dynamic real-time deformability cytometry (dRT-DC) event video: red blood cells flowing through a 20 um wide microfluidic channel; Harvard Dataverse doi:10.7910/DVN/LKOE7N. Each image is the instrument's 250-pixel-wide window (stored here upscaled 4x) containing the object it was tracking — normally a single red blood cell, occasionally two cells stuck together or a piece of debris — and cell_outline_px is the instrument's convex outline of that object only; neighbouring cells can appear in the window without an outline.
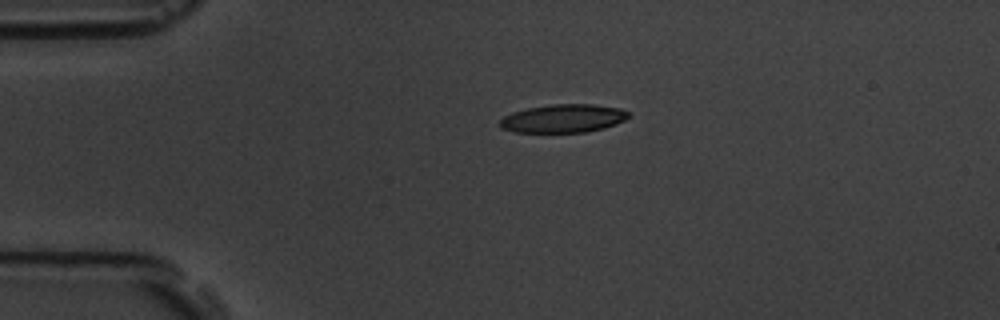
{"species": "common noctule bat (a hibernating species)", "species_latin": "Nyctalus noctula", "temperature_condition": "room temperature", "stored_images_in_passage": 2, "camera_frame_rate_fps": 3000, "um_per_image_px": 0.085, "animal": {"sex": "male", "body_mass_g": 19.5, "forearm_length_mm": 54.6}, "frame": {"image": 1, "passage_image": 1, "time_ms": 0.0, "image_size_px": [1000, 320], "cell_outline_px": [[628, 116], [624, 120], [616, 124], [604, 128], [584, 132], [512, 132], [500, 128], [500, 120], [504, 116], [512, 112], [528, 108], [552, 104], [592, 104], [620, 108], [628, 112]], "centroid_in_image_um": [47.85, 10.07], "position_along_channel_um": 37.2, "area_um2": 21.15}}